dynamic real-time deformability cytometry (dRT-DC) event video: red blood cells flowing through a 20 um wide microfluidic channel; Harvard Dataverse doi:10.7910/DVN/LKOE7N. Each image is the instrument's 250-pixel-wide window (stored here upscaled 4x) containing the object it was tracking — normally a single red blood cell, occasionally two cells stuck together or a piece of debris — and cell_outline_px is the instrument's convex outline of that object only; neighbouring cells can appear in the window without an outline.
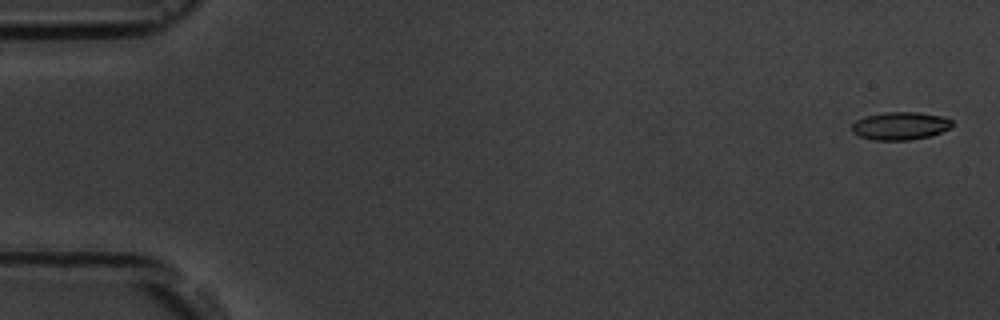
{"species": "common noctule bat (a hibernating species)", "species_latin": "Nyctalus noctula", "temperature_condition": "room temperature", "stored_images_in_passage": 5, "camera_frame_rate_fps": 3000, "um_per_image_px": 0.085, "animal": {"sex": "male", "body_mass_g": 19.5, "forearm_length_mm": 54.6}, "frame": {"image": 1, "passage_image": 1, "time_ms": 0.0, "image_size_px": [1000, 320], "cell_outline_px": [[952, 128], [928, 136], [908, 140], [872, 140], [860, 136], [852, 132], [852, 124], [856, 120], [864, 116], [884, 112], [916, 112], [944, 116], [952, 120]], "centroid_in_image_um": [76.51, 10.69], "position_along_channel_um": 8.5, "area_um2": 16.36}}